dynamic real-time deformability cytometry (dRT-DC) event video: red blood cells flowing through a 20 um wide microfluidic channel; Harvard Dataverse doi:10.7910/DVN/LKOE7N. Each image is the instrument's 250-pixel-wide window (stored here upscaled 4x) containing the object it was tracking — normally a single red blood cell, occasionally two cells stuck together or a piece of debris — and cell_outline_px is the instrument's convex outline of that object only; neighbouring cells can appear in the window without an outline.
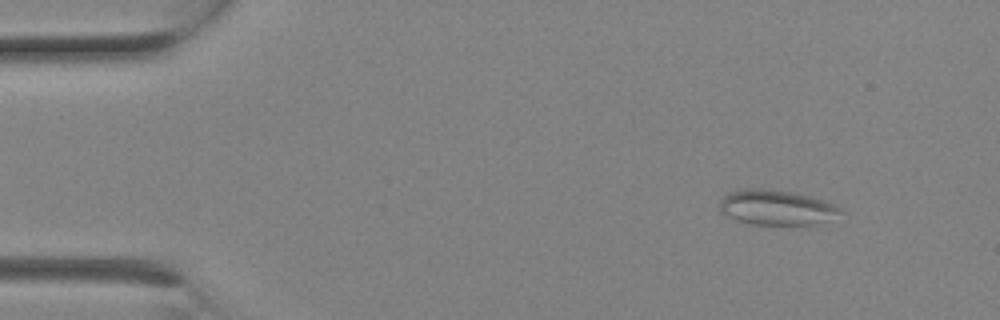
{"species": "Egyptian fruit bat (a non-hibernating species)", "species_latin": "Rousettus aegyptiacus", "temperature_condition": "room temperature", "stored_images_in_passage": 2, "camera_frame_rate_fps": 3000, "um_per_image_px": 0.085, "animal": {"sex": "female"}, "frame": {"image": 1, "passage_image": 1, "time_ms": 0.0, "image_size_px": [1000, 320], "cell_outline_px": [[844, 212], [828, 220], [812, 224], [752, 224], [736, 220], [720, 212], [720, 200], [728, 192], [744, 188], [768, 188], [792, 192], [812, 196], [824, 200], [840, 208]], "centroid_in_image_um": [65.97, 17.61], "position_along_channel_um": 19.0, "area_um2": 24.68}}